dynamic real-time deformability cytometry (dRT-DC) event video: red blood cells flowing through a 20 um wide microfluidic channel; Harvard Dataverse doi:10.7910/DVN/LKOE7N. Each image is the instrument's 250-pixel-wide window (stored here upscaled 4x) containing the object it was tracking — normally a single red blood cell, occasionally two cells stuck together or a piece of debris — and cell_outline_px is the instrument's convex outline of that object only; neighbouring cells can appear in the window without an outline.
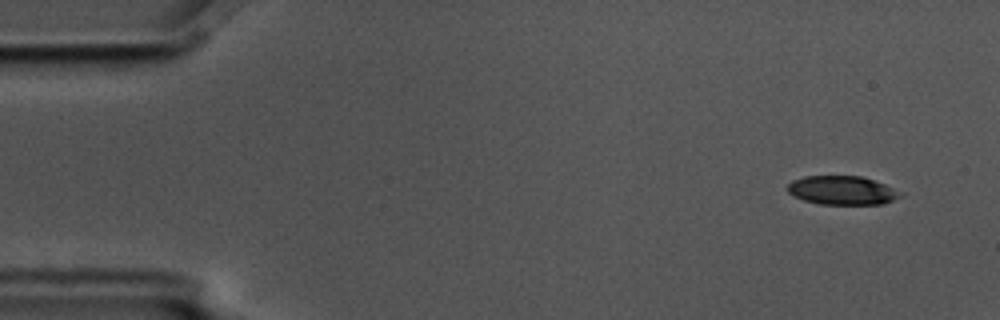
{"species": "common noctule bat (a hibernating species)", "species_latin": "Nyctalus noctula", "temperature_condition": "cold", "stored_images_in_passage": 7, "camera_frame_rate_fps": 3000, "um_per_image_px": 0.085, "animal": {"sex": "male", "body_mass_g": 17.5, "forearm_length_mm": 52.3}, "frame": {"image": 1, "passage_image": 1, "time_ms": 0.0, "image_size_px": [1000, 320], "cell_outline_px": [[904, 192], [900, 196], [884, 204], [820, 204], [804, 200], [788, 192], [788, 184], [792, 180], [804, 176], [860, 176], [884, 184]], "centroid_in_image_um": [71.59, 16.18], "position_along_channel_um": 13.4, "area_um2": 18.79}}
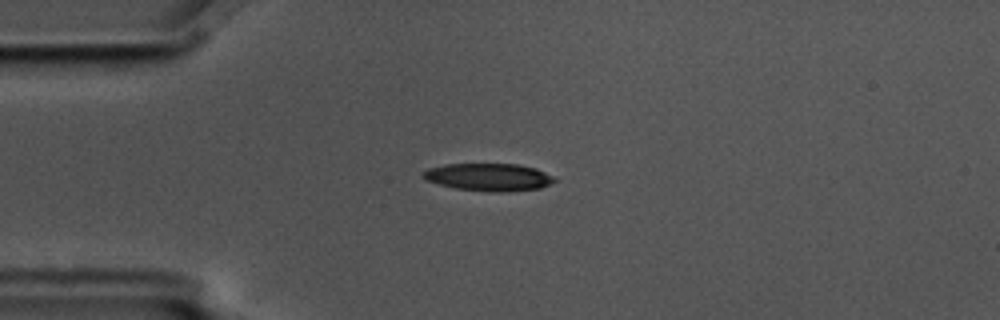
{"frame": {"image": 2, "passage_image": 4, "time_ms": 1.0, "image_size_px": [1000, 320], "cell_outline_px": [[556, 180], [540, 188], [504, 192], [496, 192], [456, 188], [440, 184], [428, 180], [420, 176], [428, 168], [444, 164], [516, 164], [536, 168], [552, 176]], "centroid_in_image_um": [41.53, 15.04], "position_along_channel_um": 43.5, "area_um2": 20.81}}